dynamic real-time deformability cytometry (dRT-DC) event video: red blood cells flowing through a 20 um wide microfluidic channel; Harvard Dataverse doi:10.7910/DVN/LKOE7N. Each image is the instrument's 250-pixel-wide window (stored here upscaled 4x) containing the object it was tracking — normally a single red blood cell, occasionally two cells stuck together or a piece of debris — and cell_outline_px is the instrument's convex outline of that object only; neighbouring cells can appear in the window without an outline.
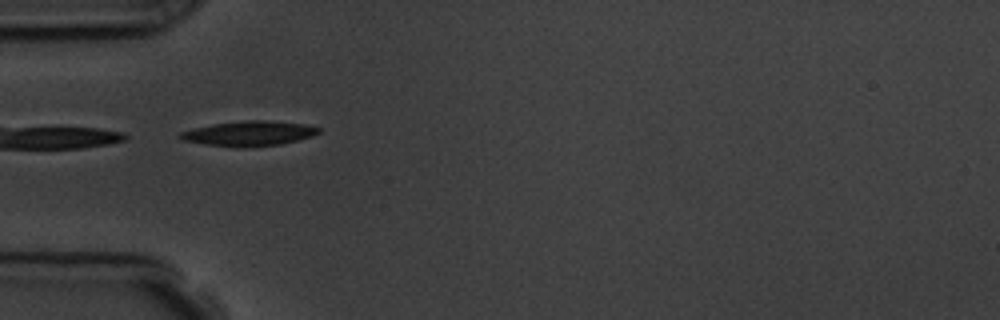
{"species": "common noctule bat (a hibernating species)", "species_latin": "Nyctalus noctula", "temperature_condition": "room temperature", "stored_images_in_passage": 5, "camera_frame_rate_fps": 3000, "um_per_image_px": 0.085, "animal": {"sex": "male", "body_mass_g": 19.5, "forearm_length_mm": 54.6}, "frame": {"image": 1, "passage_image": 4, "time_ms": 3.667, "image_size_px": [1000, 320], "cell_outline_px": [[320, 132], [312, 136], [280, 144], [244, 148], [208, 144], [184, 140], [176, 136], [180, 132], [192, 128], [212, 124], [248, 120], [264, 120], [304, 124], [320, 128]], "centroid_in_image_um": [21.15, 11.34], "position_along_channel_um": 63.9, "area_um2": 19.88}}